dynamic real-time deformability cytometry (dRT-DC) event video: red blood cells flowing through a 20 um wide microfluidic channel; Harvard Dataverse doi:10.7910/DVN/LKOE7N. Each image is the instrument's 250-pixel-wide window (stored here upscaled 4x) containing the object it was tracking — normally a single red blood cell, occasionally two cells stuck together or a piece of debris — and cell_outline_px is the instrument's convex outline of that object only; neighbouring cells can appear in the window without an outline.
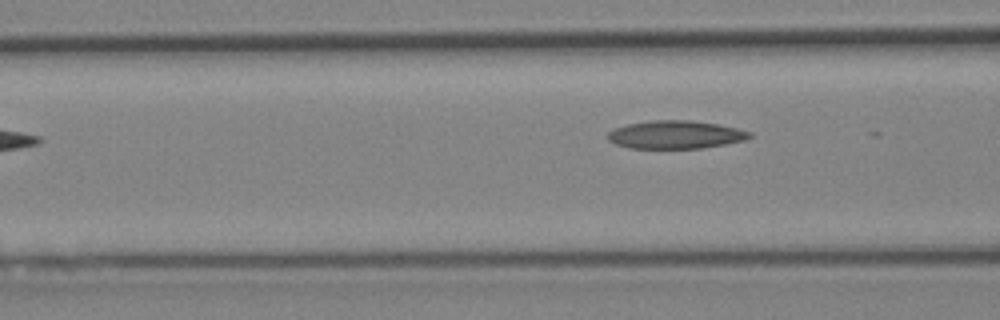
{"species": "Egyptian fruit bat (a non-hibernating species)", "species_latin": "Rousettus aegyptiacus", "temperature_condition": "cold", "stored_images_in_passage": 4, "camera_frame_rate_fps": 3000, "um_per_image_px": 0.085, "animal": {"sex": "female"}, "frame": {"image": 1, "passage_image": 4, "time_ms": 3.333, "image_size_px": [1000, 320], "cell_outline_px": [[752, 136], [744, 140], [724, 144], [700, 148], [628, 148], [616, 144], [608, 140], [608, 132], [616, 128], [628, 124], [652, 120], [692, 120], [720, 124], [752, 132]], "centroid_in_image_um": [57.43, 11.44], "position_along_channel_um": 109.2, "area_um2": 23.12}}